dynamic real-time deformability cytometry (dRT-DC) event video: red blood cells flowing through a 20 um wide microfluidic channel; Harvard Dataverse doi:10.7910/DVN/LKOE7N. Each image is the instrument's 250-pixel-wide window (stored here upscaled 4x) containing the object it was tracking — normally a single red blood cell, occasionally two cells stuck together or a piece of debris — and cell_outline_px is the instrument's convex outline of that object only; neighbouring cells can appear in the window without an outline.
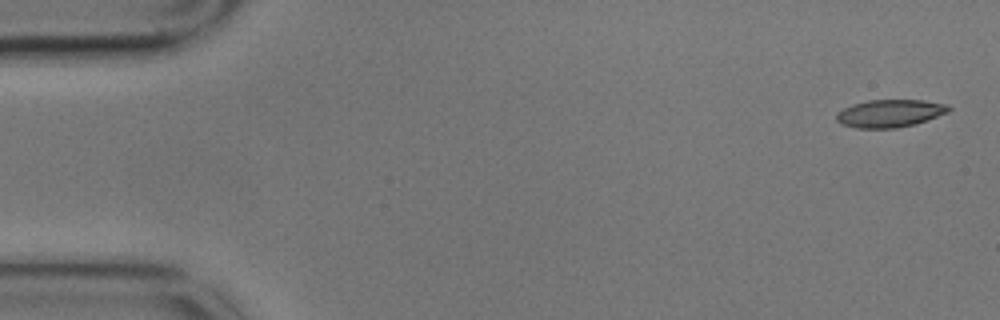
{"species": "common noctule bat (a hibernating species)", "species_latin": "Nyctalus noctula", "temperature_condition": "cold", "stored_images_in_passage": 5, "camera_frame_rate_fps": 3000, "um_per_image_px": 0.085, "animal": {"sex": "male", "body_mass_g": 17.9}, "frame": {"image": 1, "passage_image": 1, "time_ms": 0.0, "image_size_px": [1000, 320], "cell_outline_px": [[952, 108], [948, 112], [916, 124], [896, 128], [856, 128], [840, 124], [836, 120], [836, 116], [844, 108], [852, 104], [868, 100], [924, 100], [948, 104]], "centroid_in_image_um": [75.66, 9.63], "position_along_channel_um": 9.3, "area_um2": 18.15}}
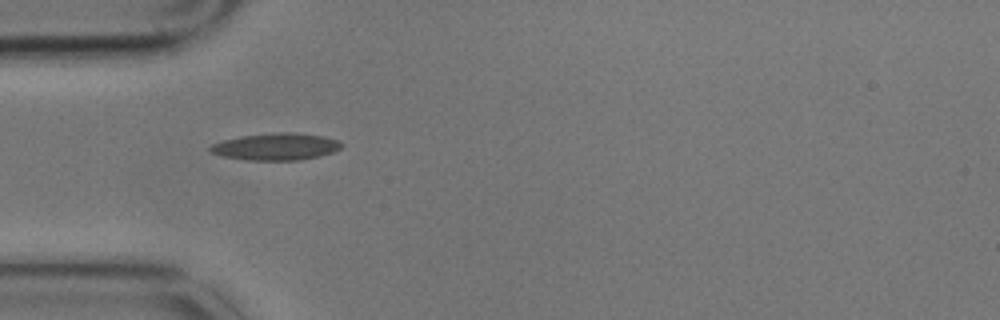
{"frame": {"image": 2, "passage_image": 5, "time_ms": 1.333, "image_size_px": [1000, 320], "cell_outline_px": [[344, 144], [340, 148], [332, 152], [320, 156], [300, 160], [248, 160], [224, 156], [212, 152], [208, 148], [212, 144], [224, 140], [240, 136], [280, 132], [296, 132], [324, 136], [340, 140]], "centroid_in_image_um": [23.52, 12.45], "position_along_channel_um": 61.5, "area_um2": 20.63}}